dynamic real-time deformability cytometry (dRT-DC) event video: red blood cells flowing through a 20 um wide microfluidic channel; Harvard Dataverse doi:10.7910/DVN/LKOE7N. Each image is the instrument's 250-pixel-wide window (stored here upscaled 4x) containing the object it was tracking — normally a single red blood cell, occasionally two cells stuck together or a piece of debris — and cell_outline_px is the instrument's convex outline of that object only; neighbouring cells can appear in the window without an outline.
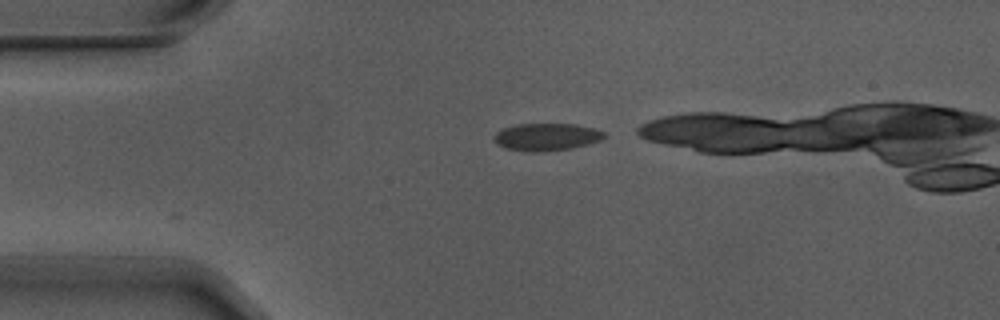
{"species": "Egyptian fruit bat (a non-hibernating species)", "species_latin": "Rousettus aegyptiacus", "temperature_condition": "warm", "stored_images_in_passage": 3, "camera_frame_rate_fps": 3000, "um_per_image_px": 0.085, "animal": {"sex": "male"}, "frame": {"image": 1, "passage_image": 1, "time_ms": 0.0, "image_size_px": [1000, 320], "cell_outline_px": [[608, 136], [600, 140], [572, 148], [532, 152], [508, 148], [496, 144], [492, 136], [496, 132], [504, 128], [516, 124], [576, 124], [592, 128], [604, 132]], "centroid_in_image_um": [46.44, 11.62], "position_along_channel_um": 38.6, "area_um2": 17.4}}